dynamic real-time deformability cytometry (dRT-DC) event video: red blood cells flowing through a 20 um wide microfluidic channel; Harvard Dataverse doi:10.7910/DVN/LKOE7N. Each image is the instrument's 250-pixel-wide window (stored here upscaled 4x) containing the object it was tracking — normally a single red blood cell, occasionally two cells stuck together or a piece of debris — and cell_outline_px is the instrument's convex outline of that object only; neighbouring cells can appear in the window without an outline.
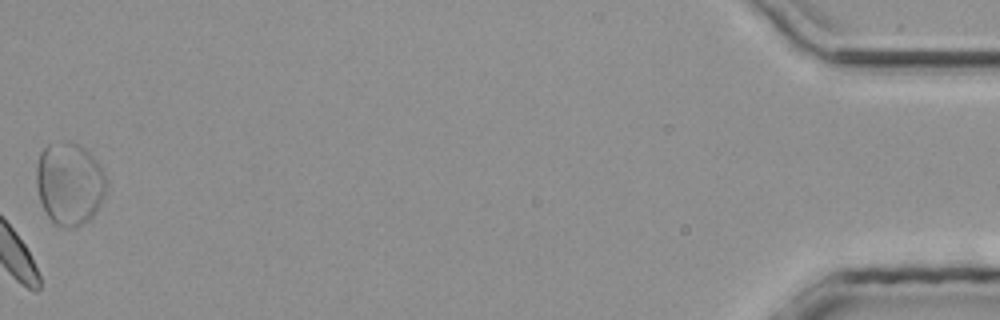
{"species": "common noctule bat (a hibernating species)", "species_latin": "Nyctalus noctula", "temperature_condition": "room temperature", "stored_images_in_passage": 24, "camera_frame_rate_fps": 3000, "um_per_image_px": 0.085, "animal": {"sex": "male", "body_mass_g": 20.4}, "frame": {"image": 1, "passage_image": 24, "time_ms": 7.667, "image_size_px": [1000, 320], "cell_outline_px": [[108, 184], [104, 196], [96, 212], [84, 224], [56, 224], [48, 216], [40, 200], [36, 188], [36, 164], [40, 152], [48, 144], [64, 140], [76, 140], [100, 164], [108, 180]], "centroid_in_image_um": [5.91, 15.52], "position_along_channel_um": 429.3, "area_um2": 33.87}}